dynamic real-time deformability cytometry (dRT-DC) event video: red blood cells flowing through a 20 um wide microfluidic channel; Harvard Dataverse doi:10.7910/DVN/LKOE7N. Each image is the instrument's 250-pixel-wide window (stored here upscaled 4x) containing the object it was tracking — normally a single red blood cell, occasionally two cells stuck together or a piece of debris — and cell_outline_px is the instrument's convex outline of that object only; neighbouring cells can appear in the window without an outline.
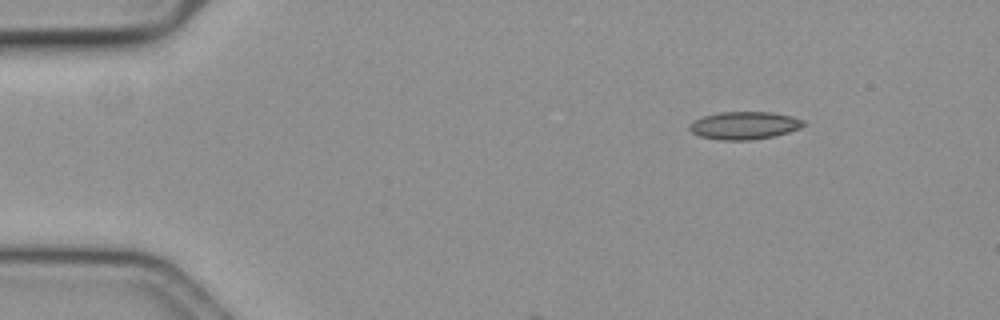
{"species": "common noctule bat (a hibernating species)", "species_latin": "Nyctalus noctula", "temperature_condition": "cold", "stored_images_in_passage": 4, "camera_frame_rate_fps": 3000, "um_per_image_px": 0.085, "animal": {"sex": "female", "body_mass_g": 19.3, "forearm_length_mm": 54.1}, "frame": {"image": 1, "passage_image": 1, "time_ms": 0.0, "image_size_px": [1000, 320], "cell_outline_px": [[808, 124], [800, 128], [776, 136], [752, 140], [720, 140], [700, 136], [692, 132], [688, 128], [688, 124], [704, 116], [720, 112], [772, 112], [792, 116], [804, 120]], "centroid_in_image_um": [63.31, 10.67], "position_along_channel_um": 21.7, "area_um2": 18.55}}